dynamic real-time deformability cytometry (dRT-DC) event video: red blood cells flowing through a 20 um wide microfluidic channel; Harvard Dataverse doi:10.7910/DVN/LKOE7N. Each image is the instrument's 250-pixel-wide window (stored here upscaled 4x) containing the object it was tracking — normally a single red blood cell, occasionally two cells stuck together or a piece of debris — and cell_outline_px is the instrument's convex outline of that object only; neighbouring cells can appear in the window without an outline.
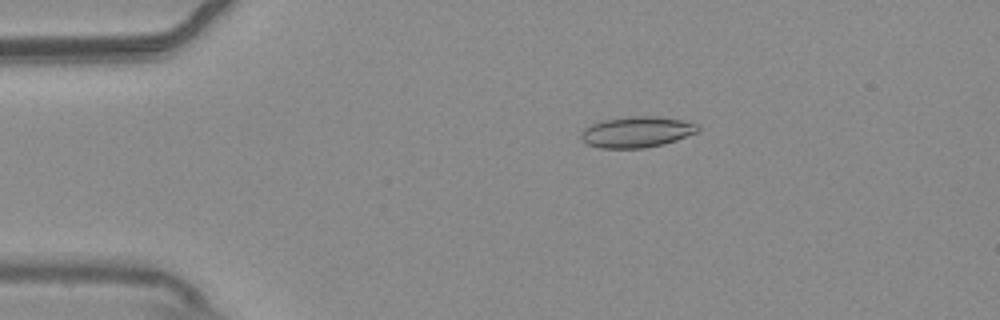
{"species": "common noctule bat (a hibernating species)", "species_latin": "Nyctalus noctula", "temperature_condition": "warm", "stored_images_in_passage": 56, "camera_frame_rate_fps": 3000, "um_per_image_px": 0.085, "animal": {"sex": "male", "body_mass_g": 20.4}, "frame": {"image": 1, "passage_image": 11, "time_ms": 3.333, "image_size_px": [1000, 320], "cell_outline_px": [[700, 128], [696, 132], [676, 140], [664, 144], [644, 148], [600, 148], [588, 144], [580, 136], [580, 132], [584, 128], [592, 124], [604, 120], [632, 116], [656, 116], [684, 120], [696, 124]], "centroid_in_image_um": [54.12, 11.22], "position_along_channel_um": 30.9, "area_um2": 20.92}}
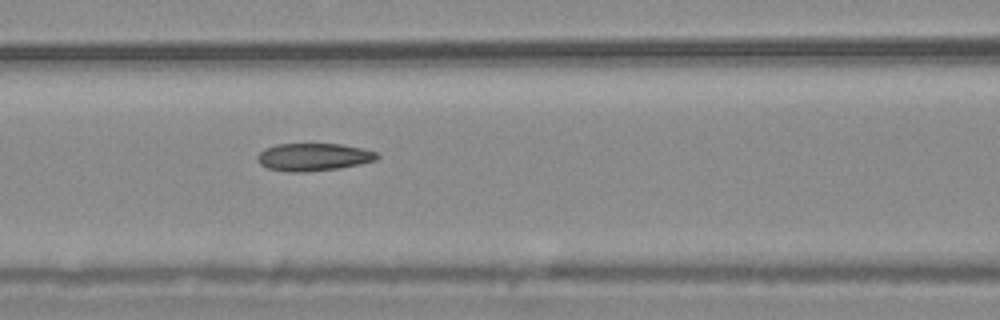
{"frame": {"image": 2, "passage_image": 24, "time_ms": 7.667, "image_size_px": [1000, 320], "cell_outline_px": [[380, 156], [376, 160], [360, 164], [340, 168], [304, 172], [288, 172], [268, 168], [260, 164], [256, 160], [256, 156], [264, 148], [276, 144], [340, 144], [360, 148], [376, 152]], "centroid_in_image_um": [26.61, 13.35], "position_along_channel_um": 140.0, "area_um2": 19.31}}
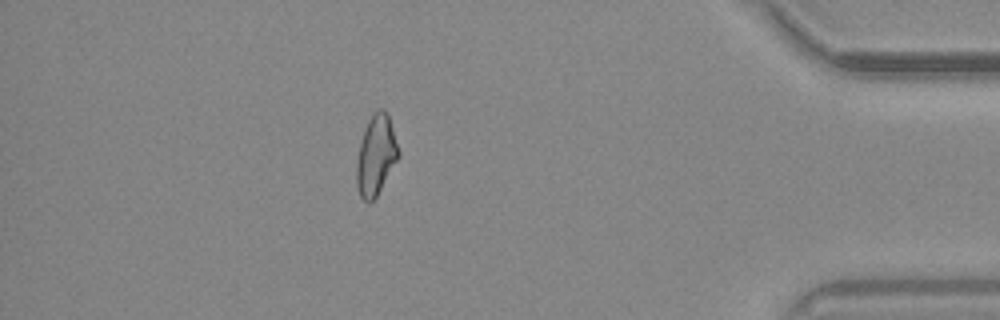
{"frame": {"image": 3, "passage_image": 49, "time_ms": 16.0, "image_size_px": [1000, 320], "cell_outline_px": [[400, 156], [376, 196], [368, 204], [360, 196], [356, 184], [356, 164], [360, 144], [368, 120], [372, 112], [376, 108], [384, 108], [388, 116], [400, 152]], "centroid_in_image_um": [31.95, 13.18], "position_along_channel_um": 403.2, "area_um2": 19.42}, "authors_computed_cell_mechanics": {"area_um2": 19.7676, "velocity_mm_per_s": 3.6762, "shape_relaxation_time_tau1_ms": null, "shape_relaxation_time_tau2_ms": 5.0079, "deformation_change_tau1": null, "deformation_change_tau2": 0.121}}